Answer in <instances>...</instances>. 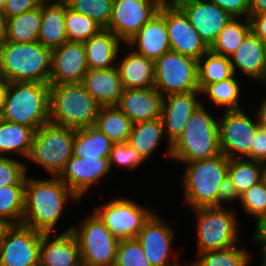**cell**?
I'll return each instance as SVG.
<instances>
[{"label": "cell", "instance_id": "cell-1", "mask_svg": "<svg viewBox=\"0 0 266 266\" xmlns=\"http://www.w3.org/2000/svg\"><path fill=\"white\" fill-rule=\"evenodd\" d=\"M68 199L78 201L80 198L57 176L37 179L26 175L22 225L41 233H53Z\"/></svg>", "mask_w": 266, "mask_h": 266}, {"label": "cell", "instance_id": "cell-2", "mask_svg": "<svg viewBox=\"0 0 266 266\" xmlns=\"http://www.w3.org/2000/svg\"><path fill=\"white\" fill-rule=\"evenodd\" d=\"M52 49L40 42L0 43L3 77L10 82H42L49 84Z\"/></svg>", "mask_w": 266, "mask_h": 266}, {"label": "cell", "instance_id": "cell-3", "mask_svg": "<svg viewBox=\"0 0 266 266\" xmlns=\"http://www.w3.org/2000/svg\"><path fill=\"white\" fill-rule=\"evenodd\" d=\"M50 84L10 82L0 118L34 131L49 123Z\"/></svg>", "mask_w": 266, "mask_h": 266}, {"label": "cell", "instance_id": "cell-4", "mask_svg": "<svg viewBox=\"0 0 266 266\" xmlns=\"http://www.w3.org/2000/svg\"><path fill=\"white\" fill-rule=\"evenodd\" d=\"M100 105L82 83L50 85L49 122L80 129L94 126Z\"/></svg>", "mask_w": 266, "mask_h": 266}, {"label": "cell", "instance_id": "cell-5", "mask_svg": "<svg viewBox=\"0 0 266 266\" xmlns=\"http://www.w3.org/2000/svg\"><path fill=\"white\" fill-rule=\"evenodd\" d=\"M218 120L210 115L202 103L189 118L182 135L172 145V160L192 162L221 154Z\"/></svg>", "mask_w": 266, "mask_h": 266}, {"label": "cell", "instance_id": "cell-6", "mask_svg": "<svg viewBox=\"0 0 266 266\" xmlns=\"http://www.w3.org/2000/svg\"><path fill=\"white\" fill-rule=\"evenodd\" d=\"M229 158L223 153L209 159L183 162L184 202L192 209L217 207L220 183L228 173Z\"/></svg>", "mask_w": 266, "mask_h": 266}, {"label": "cell", "instance_id": "cell-7", "mask_svg": "<svg viewBox=\"0 0 266 266\" xmlns=\"http://www.w3.org/2000/svg\"><path fill=\"white\" fill-rule=\"evenodd\" d=\"M75 129L52 123L42 125L33 136L26 157L48 172L58 176L67 161L73 156Z\"/></svg>", "mask_w": 266, "mask_h": 266}, {"label": "cell", "instance_id": "cell-8", "mask_svg": "<svg viewBox=\"0 0 266 266\" xmlns=\"http://www.w3.org/2000/svg\"><path fill=\"white\" fill-rule=\"evenodd\" d=\"M193 211L197 223V254L238 244L240 230L237 220L239 219L232 208L200 207Z\"/></svg>", "mask_w": 266, "mask_h": 266}, {"label": "cell", "instance_id": "cell-9", "mask_svg": "<svg viewBox=\"0 0 266 266\" xmlns=\"http://www.w3.org/2000/svg\"><path fill=\"white\" fill-rule=\"evenodd\" d=\"M72 225L80 249L82 266H115L120 240L92 212L79 224Z\"/></svg>", "mask_w": 266, "mask_h": 266}, {"label": "cell", "instance_id": "cell-10", "mask_svg": "<svg viewBox=\"0 0 266 266\" xmlns=\"http://www.w3.org/2000/svg\"><path fill=\"white\" fill-rule=\"evenodd\" d=\"M154 87L164 96L200 91L198 60L168 51L154 61Z\"/></svg>", "mask_w": 266, "mask_h": 266}, {"label": "cell", "instance_id": "cell-11", "mask_svg": "<svg viewBox=\"0 0 266 266\" xmlns=\"http://www.w3.org/2000/svg\"><path fill=\"white\" fill-rule=\"evenodd\" d=\"M223 112L222 118L218 120L221 153L229 159H242V157H245L251 160V145L260 125L257 112L254 120L243 109Z\"/></svg>", "mask_w": 266, "mask_h": 266}, {"label": "cell", "instance_id": "cell-12", "mask_svg": "<svg viewBox=\"0 0 266 266\" xmlns=\"http://www.w3.org/2000/svg\"><path fill=\"white\" fill-rule=\"evenodd\" d=\"M93 212L119 240L136 238L144 223L153 214L147 207L123 197L114 198L96 207Z\"/></svg>", "mask_w": 266, "mask_h": 266}, {"label": "cell", "instance_id": "cell-13", "mask_svg": "<svg viewBox=\"0 0 266 266\" xmlns=\"http://www.w3.org/2000/svg\"><path fill=\"white\" fill-rule=\"evenodd\" d=\"M43 233L25 225H11L0 242V266H39Z\"/></svg>", "mask_w": 266, "mask_h": 266}, {"label": "cell", "instance_id": "cell-14", "mask_svg": "<svg viewBox=\"0 0 266 266\" xmlns=\"http://www.w3.org/2000/svg\"><path fill=\"white\" fill-rule=\"evenodd\" d=\"M160 7L157 0H114L111 20L105 29L126 44Z\"/></svg>", "mask_w": 266, "mask_h": 266}, {"label": "cell", "instance_id": "cell-15", "mask_svg": "<svg viewBox=\"0 0 266 266\" xmlns=\"http://www.w3.org/2000/svg\"><path fill=\"white\" fill-rule=\"evenodd\" d=\"M174 237L175 232L170 225L153 213L144 223L136 239L140 242L151 266H181L177 255H173L174 258L171 255ZM170 259H172L171 263H169Z\"/></svg>", "mask_w": 266, "mask_h": 266}, {"label": "cell", "instance_id": "cell-16", "mask_svg": "<svg viewBox=\"0 0 266 266\" xmlns=\"http://www.w3.org/2000/svg\"><path fill=\"white\" fill-rule=\"evenodd\" d=\"M164 19L171 51L199 60L209 50L188 17L176 4L164 5Z\"/></svg>", "mask_w": 266, "mask_h": 266}, {"label": "cell", "instance_id": "cell-17", "mask_svg": "<svg viewBox=\"0 0 266 266\" xmlns=\"http://www.w3.org/2000/svg\"><path fill=\"white\" fill-rule=\"evenodd\" d=\"M201 91L170 94L163 97L161 120L167 137L165 155L171 158L172 145L182 135L184 127L195 110L202 104L198 99Z\"/></svg>", "mask_w": 266, "mask_h": 266}, {"label": "cell", "instance_id": "cell-18", "mask_svg": "<svg viewBox=\"0 0 266 266\" xmlns=\"http://www.w3.org/2000/svg\"><path fill=\"white\" fill-rule=\"evenodd\" d=\"M176 5L188 17L189 22L209 49L225 25L233 18L208 0H178Z\"/></svg>", "mask_w": 266, "mask_h": 266}, {"label": "cell", "instance_id": "cell-19", "mask_svg": "<svg viewBox=\"0 0 266 266\" xmlns=\"http://www.w3.org/2000/svg\"><path fill=\"white\" fill-rule=\"evenodd\" d=\"M111 171L109 157L72 156L57 177L81 200L94 184Z\"/></svg>", "mask_w": 266, "mask_h": 266}, {"label": "cell", "instance_id": "cell-20", "mask_svg": "<svg viewBox=\"0 0 266 266\" xmlns=\"http://www.w3.org/2000/svg\"><path fill=\"white\" fill-rule=\"evenodd\" d=\"M88 70L83 42L67 41L52 49L50 85L81 83Z\"/></svg>", "mask_w": 266, "mask_h": 266}, {"label": "cell", "instance_id": "cell-21", "mask_svg": "<svg viewBox=\"0 0 266 266\" xmlns=\"http://www.w3.org/2000/svg\"><path fill=\"white\" fill-rule=\"evenodd\" d=\"M71 229L72 226L59 235L42 234L39 266H82L79 244Z\"/></svg>", "mask_w": 266, "mask_h": 266}, {"label": "cell", "instance_id": "cell-22", "mask_svg": "<svg viewBox=\"0 0 266 266\" xmlns=\"http://www.w3.org/2000/svg\"><path fill=\"white\" fill-rule=\"evenodd\" d=\"M135 53L156 60L170 51V41L164 19V5L141 29L125 44ZM136 47V49H135Z\"/></svg>", "mask_w": 266, "mask_h": 266}, {"label": "cell", "instance_id": "cell-23", "mask_svg": "<svg viewBox=\"0 0 266 266\" xmlns=\"http://www.w3.org/2000/svg\"><path fill=\"white\" fill-rule=\"evenodd\" d=\"M163 95L155 88L124 89L116 106L132 123L158 119L161 116Z\"/></svg>", "mask_w": 266, "mask_h": 266}, {"label": "cell", "instance_id": "cell-24", "mask_svg": "<svg viewBox=\"0 0 266 266\" xmlns=\"http://www.w3.org/2000/svg\"><path fill=\"white\" fill-rule=\"evenodd\" d=\"M229 58L234 74L239 70L266 85V45L252 31Z\"/></svg>", "mask_w": 266, "mask_h": 266}, {"label": "cell", "instance_id": "cell-25", "mask_svg": "<svg viewBox=\"0 0 266 266\" xmlns=\"http://www.w3.org/2000/svg\"><path fill=\"white\" fill-rule=\"evenodd\" d=\"M81 83L100 106L116 105L124 90L117 66L89 69Z\"/></svg>", "mask_w": 266, "mask_h": 266}, {"label": "cell", "instance_id": "cell-26", "mask_svg": "<svg viewBox=\"0 0 266 266\" xmlns=\"http://www.w3.org/2000/svg\"><path fill=\"white\" fill-rule=\"evenodd\" d=\"M83 43L89 69L116 67L120 44L123 42L112 31L103 28Z\"/></svg>", "mask_w": 266, "mask_h": 266}, {"label": "cell", "instance_id": "cell-27", "mask_svg": "<svg viewBox=\"0 0 266 266\" xmlns=\"http://www.w3.org/2000/svg\"><path fill=\"white\" fill-rule=\"evenodd\" d=\"M117 68L124 89L154 87V60L139 55L131 50L119 61Z\"/></svg>", "mask_w": 266, "mask_h": 266}, {"label": "cell", "instance_id": "cell-28", "mask_svg": "<svg viewBox=\"0 0 266 266\" xmlns=\"http://www.w3.org/2000/svg\"><path fill=\"white\" fill-rule=\"evenodd\" d=\"M42 21L38 42L54 49L68 41L65 29L67 2L41 4Z\"/></svg>", "mask_w": 266, "mask_h": 266}, {"label": "cell", "instance_id": "cell-29", "mask_svg": "<svg viewBox=\"0 0 266 266\" xmlns=\"http://www.w3.org/2000/svg\"><path fill=\"white\" fill-rule=\"evenodd\" d=\"M163 138H166L163 123L158 118L133 123L127 143L148 160Z\"/></svg>", "mask_w": 266, "mask_h": 266}, {"label": "cell", "instance_id": "cell-30", "mask_svg": "<svg viewBox=\"0 0 266 266\" xmlns=\"http://www.w3.org/2000/svg\"><path fill=\"white\" fill-rule=\"evenodd\" d=\"M35 131L25 125L0 118V157L5 153L27 157Z\"/></svg>", "mask_w": 266, "mask_h": 266}, {"label": "cell", "instance_id": "cell-31", "mask_svg": "<svg viewBox=\"0 0 266 266\" xmlns=\"http://www.w3.org/2000/svg\"><path fill=\"white\" fill-rule=\"evenodd\" d=\"M113 144L106 134L94 126L75 129L73 156L81 158L109 157Z\"/></svg>", "mask_w": 266, "mask_h": 266}, {"label": "cell", "instance_id": "cell-32", "mask_svg": "<svg viewBox=\"0 0 266 266\" xmlns=\"http://www.w3.org/2000/svg\"><path fill=\"white\" fill-rule=\"evenodd\" d=\"M132 122L116 105L100 106L94 127L106 134L113 143L127 142Z\"/></svg>", "mask_w": 266, "mask_h": 266}, {"label": "cell", "instance_id": "cell-33", "mask_svg": "<svg viewBox=\"0 0 266 266\" xmlns=\"http://www.w3.org/2000/svg\"><path fill=\"white\" fill-rule=\"evenodd\" d=\"M41 21V6L9 18L4 41L15 43L38 41Z\"/></svg>", "mask_w": 266, "mask_h": 266}, {"label": "cell", "instance_id": "cell-34", "mask_svg": "<svg viewBox=\"0 0 266 266\" xmlns=\"http://www.w3.org/2000/svg\"><path fill=\"white\" fill-rule=\"evenodd\" d=\"M234 75L229 57L210 49L198 60V84L202 91L207 85L229 79Z\"/></svg>", "mask_w": 266, "mask_h": 266}, {"label": "cell", "instance_id": "cell-35", "mask_svg": "<svg viewBox=\"0 0 266 266\" xmlns=\"http://www.w3.org/2000/svg\"><path fill=\"white\" fill-rule=\"evenodd\" d=\"M228 174L232 178L236 192L240 196L251 186L265 178L264 163L249 159H230Z\"/></svg>", "mask_w": 266, "mask_h": 266}, {"label": "cell", "instance_id": "cell-36", "mask_svg": "<svg viewBox=\"0 0 266 266\" xmlns=\"http://www.w3.org/2000/svg\"><path fill=\"white\" fill-rule=\"evenodd\" d=\"M251 32L249 18H232L219 33L210 50L218 55L230 57Z\"/></svg>", "mask_w": 266, "mask_h": 266}, {"label": "cell", "instance_id": "cell-37", "mask_svg": "<svg viewBox=\"0 0 266 266\" xmlns=\"http://www.w3.org/2000/svg\"><path fill=\"white\" fill-rule=\"evenodd\" d=\"M249 251L237 245L221 250H211L197 255L188 266H250Z\"/></svg>", "mask_w": 266, "mask_h": 266}, {"label": "cell", "instance_id": "cell-38", "mask_svg": "<svg viewBox=\"0 0 266 266\" xmlns=\"http://www.w3.org/2000/svg\"><path fill=\"white\" fill-rule=\"evenodd\" d=\"M235 77L234 74L229 79L209 84L201 91V94H207L215 107H224V111L242 109L239 101L241 99V86Z\"/></svg>", "mask_w": 266, "mask_h": 266}, {"label": "cell", "instance_id": "cell-39", "mask_svg": "<svg viewBox=\"0 0 266 266\" xmlns=\"http://www.w3.org/2000/svg\"><path fill=\"white\" fill-rule=\"evenodd\" d=\"M25 185L0 187V219L20 225L24 217Z\"/></svg>", "mask_w": 266, "mask_h": 266}, {"label": "cell", "instance_id": "cell-40", "mask_svg": "<svg viewBox=\"0 0 266 266\" xmlns=\"http://www.w3.org/2000/svg\"><path fill=\"white\" fill-rule=\"evenodd\" d=\"M65 29L68 41L85 42L103 28L87 15L79 14L67 7Z\"/></svg>", "mask_w": 266, "mask_h": 266}, {"label": "cell", "instance_id": "cell-41", "mask_svg": "<svg viewBox=\"0 0 266 266\" xmlns=\"http://www.w3.org/2000/svg\"><path fill=\"white\" fill-rule=\"evenodd\" d=\"M68 7L79 14H85L102 28L109 25L114 0H67Z\"/></svg>", "mask_w": 266, "mask_h": 266}, {"label": "cell", "instance_id": "cell-42", "mask_svg": "<svg viewBox=\"0 0 266 266\" xmlns=\"http://www.w3.org/2000/svg\"><path fill=\"white\" fill-rule=\"evenodd\" d=\"M239 201L243 210L254 217V221L266 216V178L242 193Z\"/></svg>", "mask_w": 266, "mask_h": 266}, {"label": "cell", "instance_id": "cell-43", "mask_svg": "<svg viewBox=\"0 0 266 266\" xmlns=\"http://www.w3.org/2000/svg\"><path fill=\"white\" fill-rule=\"evenodd\" d=\"M115 266H151L136 238L120 240Z\"/></svg>", "mask_w": 266, "mask_h": 266}, {"label": "cell", "instance_id": "cell-44", "mask_svg": "<svg viewBox=\"0 0 266 266\" xmlns=\"http://www.w3.org/2000/svg\"><path fill=\"white\" fill-rule=\"evenodd\" d=\"M27 165L6 155L0 157V187L25 185Z\"/></svg>", "mask_w": 266, "mask_h": 266}, {"label": "cell", "instance_id": "cell-45", "mask_svg": "<svg viewBox=\"0 0 266 266\" xmlns=\"http://www.w3.org/2000/svg\"><path fill=\"white\" fill-rule=\"evenodd\" d=\"M110 167L113 169V164L129 168L131 170L137 169L146 160L131 147L127 142L114 143L109 156Z\"/></svg>", "mask_w": 266, "mask_h": 266}, {"label": "cell", "instance_id": "cell-46", "mask_svg": "<svg viewBox=\"0 0 266 266\" xmlns=\"http://www.w3.org/2000/svg\"><path fill=\"white\" fill-rule=\"evenodd\" d=\"M229 13L233 18H249L250 0H208Z\"/></svg>", "mask_w": 266, "mask_h": 266}, {"label": "cell", "instance_id": "cell-47", "mask_svg": "<svg viewBox=\"0 0 266 266\" xmlns=\"http://www.w3.org/2000/svg\"><path fill=\"white\" fill-rule=\"evenodd\" d=\"M240 200V196L236 192L234 183L232 181V178L227 173L225 177L223 178L222 182L220 183L219 189H218V195H217V207H225L223 206V202H233V201Z\"/></svg>", "mask_w": 266, "mask_h": 266}, {"label": "cell", "instance_id": "cell-48", "mask_svg": "<svg viewBox=\"0 0 266 266\" xmlns=\"http://www.w3.org/2000/svg\"><path fill=\"white\" fill-rule=\"evenodd\" d=\"M41 4L38 0H6L3 9L7 19L20 15L23 12L32 10Z\"/></svg>", "mask_w": 266, "mask_h": 266}, {"label": "cell", "instance_id": "cell-49", "mask_svg": "<svg viewBox=\"0 0 266 266\" xmlns=\"http://www.w3.org/2000/svg\"><path fill=\"white\" fill-rule=\"evenodd\" d=\"M251 160L266 163V130L261 125L258 126L251 145Z\"/></svg>", "mask_w": 266, "mask_h": 266}, {"label": "cell", "instance_id": "cell-50", "mask_svg": "<svg viewBox=\"0 0 266 266\" xmlns=\"http://www.w3.org/2000/svg\"><path fill=\"white\" fill-rule=\"evenodd\" d=\"M255 224L256 228L252 240L260 245L261 249L259 252L261 259H263L266 256V216L259 218Z\"/></svg>", "mask_w": 266, "mask_h": 266}, {"label": "cell", "instance_id": "cell-51", "mask_svg": "<svg viewBox=\"0 0 266 266\" xmlns=\"http://www.w3.org/2000/svg\"><path fill=\"white\" fill-rule=\"evenodd\" d=\"M251 31L266 45V14H250Z\"/></svg>", "mask_w": 266, "mask_h": 266}, {"label": "cell", "instance_id": "cell-52", "mask_svg": "<svg viewBox=\"0 0 266 266\" xmlns=\"http://www.w3.org/2000/svg\"><path fill=\"white\" fill-rule=\"evenodd\" d=\"M250 14H266V0H250Z\"/></svg>", "mask_w": 266, "mask_h": 266}, {"label": "cell", "instance_id": "cell-53", "mask_svg": "<svg viewBox=\"0 0 266 266\" xmlns=\"http://www.w3.org/2000/svg\"><path fill=\"white\" fill-rule=\"evenodd\" d=\"M7 17L2 9H0V43H2L7 34Z\"/></svg>", "mask_w": 266, "mask_h": 266}, {"label": "cell", "instance_id": "cell-54", "mask_svg": "<svg viewBox=\"0 0 266 266\" xmlns=\"http://www.w3.org/2000/svg\"><path fill=\"white\" fill-rule=\"evenodd\" d=\"M8 85H9V82L6 81L5 79H2L0 81V115H1L3 107H4V102H5L6 93L8 90Z\"/></svg>", "mask_w": 266, "mask_h": 266}, {"label": "cell", "instance_id": "cell-55", "mask_svg": "<svg viewBox=\"0 0 266 266\" xmlns=\"http://www.w3.org/2000/svg\"><path fill=\"white\" fill-rule=\"evenodd\" d=\"M260 105L261 106H259L260 108L258 109L257 114L259 117L260 125L266 130V98H263V101L262 103H260Z\"/></svg>", "mask_w": 266, "mask_h": 266}, {"label": "cell", "instance_id": "cell-56", "mask_svg": "<svg viewBox=\"0 0 266 266\" xmlns=\"http://www.w3.org/2000/svg\"><path fill=\"white\" fill-rule=\"evenodd\" d=\"M10 226H11V225H10L8 222H6V221L0 219V242H1L2 239H3L6 230H7Z\"/></svg>", "mask_w": 266, "mask_h": 266}, {"label": "cell", "instance_id": "cell-57", "mask_svg": "<svg viewBox=\"0 0 266 266\" xmlns=\"http://www.w3.org/2000/svg\"><path fill=\"white\" fill-rule=\"evenodd\" d=\"M40 4H49L50 3H63L67 0H38Z\"/></svg>", "mask_w": 266, "mask_h": 266}, {"label": "cell", "instance_id": "cell-58", "mask_svg": "<svg viewBox=\"0 0 266 266\" xmlns=\"http://www.w3.org/2000/svg\"><path fill=\"white\" fill-rule=\"evenodd\" d=\"M161 5L176 4L178 0H157Z\"/></svg>", "mask_w": 266, "mask_h": 266}, {"label": "cell", "instance_id": "cell-59", "mask_svg": "<svg viewBox=\"0 0 266 266\" xmlns=\"http://www.w3.org/2000/svg\"><path fill=\"white\" fill-rule=\"evenodd\" d=\"M5 4H6V0H0V9H4L5 7Z\"/></svg>", "mask_w": 266, "mask_h": 266}, {"label": "cell", "instance_id": "cell-60", "mask_svg": "<svg viewBox=\"0 0 266 266\" xmlns=\"http://www.w3.org/2000/svg\"><path fill=\"white\" fill-rule=\"evenodd\" d=\"M261 266H266V256L262 259Z\"/></svg>", "mask_w": 266, "mask_h": 266}, {"label": "cell", "instance_id": "cell-61", "mask_svg": "<svg viewBox=\"0 0 266 266\" xmlns=\"http://www.w3.org/2000/svg\"><path fill=\"white\" fill-rule=\"evenodd\" d=\"M2 79H4V77H3V74H2V70H1V62H0V81H1Z\"/></svg>", "mask_w": 266, "mask_h": 266}, {"label": "cell", "instance_id": "cell-62", "mask_svg": "<svg viewBox=\"0 0 266 266\" xmlns=\"http://www.w3.org/2000/svg\"><path fill=\"white\" fill-rule=\"evenodd\" d=\"M264 166H265V178H266V163L264 164Z\"/></svg>", "mask_w": 266, "mask_h": 266}]
</instances>
